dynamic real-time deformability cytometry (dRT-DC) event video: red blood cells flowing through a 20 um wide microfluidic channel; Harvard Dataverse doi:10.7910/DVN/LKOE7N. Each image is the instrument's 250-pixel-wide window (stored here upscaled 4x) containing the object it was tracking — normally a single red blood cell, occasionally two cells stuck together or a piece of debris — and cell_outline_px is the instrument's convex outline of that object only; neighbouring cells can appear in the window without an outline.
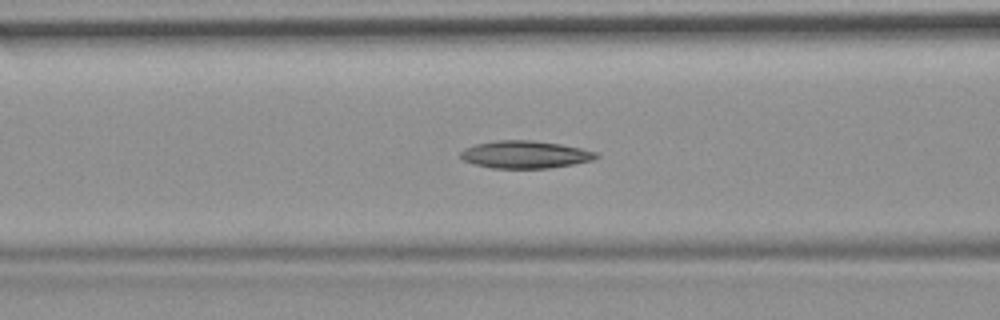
{"species": "common noctule bat (a hibernating species)", "species_latin": "Nyctalus noctula", "temperature_condition": "room temperature", "stored_images_in_passage": 46, "camera_frame_rate_fps": 3000, "um_per_image_px": 0.085, "animal": {"sex": "female", "body_mass_g": 19.9}, "frame": {"image": 1, "passage_image": 14, "time_ms": 4.333, "image_size_px": [1000, 320], "cell_outline_px": [[600, 156], [592, 160], [572, 164], [548, 168], [492, 168], [476, 164], [464, 160], [460, 156], [460, 152], [464, 148], [476, 144], [496, 140], [532, 140], [560, 144], [600, 152]], "centroid_in_image_um": [44.66, 13.13], "position_along_channel_um": 121.9, "area_um2": 21.68}, "authors_computed_cell_mechanics": {"area_um2": 21.4149, "velocity_mm_per_s": 3.7011, "shape_relaxation_time_tau1_ms": 7.3833, "shape_relaxation_time_tau2_ms": null, "deformation_change_tau1": 0.1856, "deformation_change_tau2": null}}